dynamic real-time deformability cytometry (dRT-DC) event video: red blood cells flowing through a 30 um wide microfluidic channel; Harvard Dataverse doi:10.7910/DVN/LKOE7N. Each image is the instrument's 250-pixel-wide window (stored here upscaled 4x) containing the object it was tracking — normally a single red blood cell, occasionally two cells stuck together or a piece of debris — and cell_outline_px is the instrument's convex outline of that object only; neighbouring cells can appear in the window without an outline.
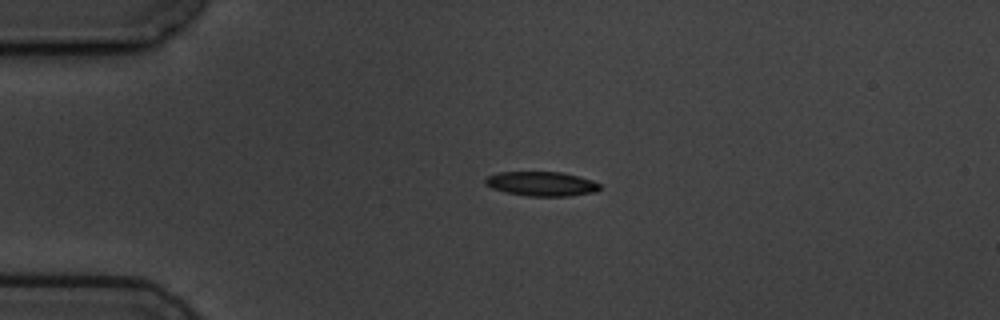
{"species": "common noctule bat (a hibernating species)", "species_latin": "Nyctalus noctula", "temperature_condition": "cold", "stored_images_in_passage": 3, "camera_frame_rate_fps": 3000, "um_per_image_px": 0.085, "animal": {"sex": "male", "body_mass_g": 19.5, "forearm_length_mm": 54.6}, "frame": {"image": 1, "passage_image": 2, "time_ms": 1.333, "image_size_px": [1000, 320], "cell_outline_px": [[600, 188], [596, 192], [568, 196], [524, 196], [504, 192], [492, 188], [484, 184], [484, 180], [488, 176], [500, 172], [560, 172], [580, 176], [592, 180], [600, 184]], "centroid_in_image_um": [46.02, 15.63], "position_along_channel_um": 39.0, "area_um2": 16.42}}